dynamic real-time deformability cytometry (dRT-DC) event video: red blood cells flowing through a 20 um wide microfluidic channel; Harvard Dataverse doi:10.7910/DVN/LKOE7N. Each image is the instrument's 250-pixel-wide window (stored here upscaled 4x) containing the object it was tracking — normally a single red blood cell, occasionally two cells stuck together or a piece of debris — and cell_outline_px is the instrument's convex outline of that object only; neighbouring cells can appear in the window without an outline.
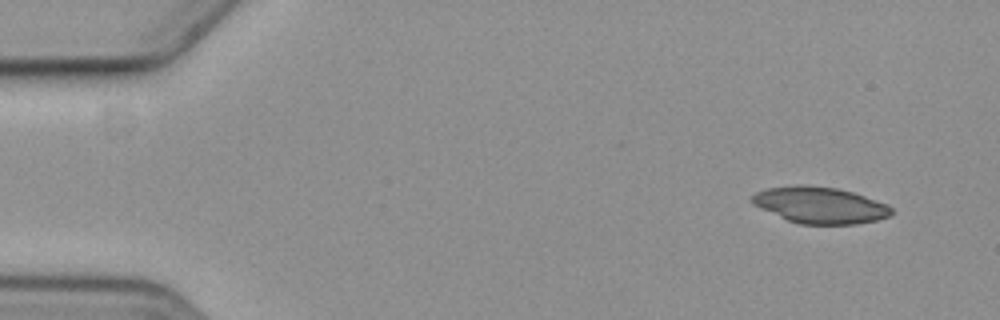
{"species": "common noctule bat (a hibernating species)", "species_latin": "Nyctalus noctula", "temperature_condition": "cold", "stored_images_in_passage": 5, "camera_frame_rate_fps": 3000, "um_per_image_px": 0.085, "animal": {"sex": "female", "body_mass_g": 19.3, "forearm_length_mm": 54.1}, "frame": {"image": 1, "passage_image": 1, "time_ms": 0.0, "image_size_px": [1000, 320], "cell_outline_px": [[892, 212], [888, 216], [876, 220], [856, 224], [800, 224], [788, 220], [752, 204], [752, 196], [756, 192], [768, 188], [800, 184], [804, 184], [836, 188], [852, 192], [888, 204], [892, 208]], "centroid_in_image_um": [69.7, 17.43], "position_along_channel_um": 15.3, "area_um2": 29.36}}